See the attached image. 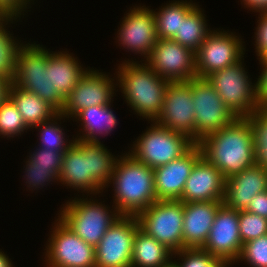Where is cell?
<instances>
[{
  "label": "cell",
  "mask_w": 267,
  "mask_h": 267,
  "mask_svg": "<svg viewBox=\"0 0 267 267\" xmlns=\"http://www.w3.org/2000/svg\"><path fill=\"white\" fill-rule=\"evenodd\" d=\"M114 156L100 141L75 138L64 154L58 182L96 198L110 186L118 159Z\"/></svg>",
  "instance_id": "cell-1"
},
{
  "label": "cell",
  "mask_w": 267,
  "mask_h": 267,
  "mask_svg": "<svg viewBox=\"0 0 267 267\" xmlns=\"http://www.w3.org/2000/svg\"><path fill=\"white\" fill-rule=\"evenodd\" d=\"M197 145L202 156L225 177L236 175L255 165L252 128L245 117L202 138Z\"/></svg>",
  "instance_id": "cell-2"
},
{
  "label": "cell",
  "mask_w": 267,
  "mask_h": 267,
  "mask_svg": "<svg viewBox=\"0 0 267 267\" xmlns=\"http://www.w3.org/2000/svg\"><path fill=\"white\" fill-rule=\"evenodd\" d=\"M127 59L118 66L115 82L129 108L148 121L161 114L165 91L170 81L160 77L146 62ZM143 62V63H142Z\"/></svg>",
  "instance_id": "cell-3"
},
{
  "label": "cell",
  "mask_w": 267,
  "mask_h": 267,
  "mask_svg": "<svg viewBox=\"0 0 267 267\" xmlns=\"http://www.w3.org/2000/svg\"><path fill=\"white\" fill-rule=\"evenodd\" d=\"M109 184L114 188L112 208L120 215L137 216L157 200L154 170L136 160L131 154L117 156ZM112 182V183H111Z\"/></svg>",
  "instance_id": "cell-4"
},
{
  "label": "cell",
  "mask_w": 267,
  "mask_h": 267,
  "mask_svg": "<svg viewBox=\"0 0 267 267\" xmlns=\"http://www.w3.org/2000/svg\"><path fill=\"white\" fill-rule=\"evenodd\" d=\"M36 43L22 44L18 50L12 84L38 95L57 112L65 105V98L52 90L51 51Z\"/></svg>",
  "instance_id": "cell-5"
},
{
  "label": "cell",
  "mask_w": 267,
  "mask_h": 267,
  "mask_svg": "<svg viewBox=\"0 0 267 267\" xmlns=\"http://www.w3.org/2000/svg\"><path fill=\"white\" fill-rule=\"evenodd\" d=\"M113 209L109 210L107 205L92 197H76L62 206L58 218L83 241L96 247L108 228L121 216Z\"/></svg>",
  "instance_id": "cell-6"
},
{
  "label": "cell",
  "mask_w": 267,
  "mask_h": 267,
  "mask_svg": "<svg viewBox=\"0 0 267 267\" xmlns=\"http://www.w3.org/2000/svg\"><path fill=\"white\" fill-rule=\"evenodd\" d=\"M128 151L136 160L152 169L182 156L194 143L185 135L151 121ZM131 151V152H130Z\"/></svg>",
  "instance_id": "cell-7"
},
{
  "label": "cell",
  "mask_w": 267,
  "mask_h": 267,
  "mask_svg": "<svg viewBox=\"0 0 267 267\" xmlns=\"http://www.w3.org/2000/svg\"><path fill=\"white\" fill-rule=\"evenodd\" d=\"M184 205L180 200H158L136 218L139 228L173 253L183 249Z\"/></svg>",
  "instance_id": "cell-8"
},
{
  "label": "cell",
  "mask_w": 267,
  "mask_h": 267,
  "mask_svg": "<svg viewBox=\"0 0 267 267\" xmlns=\"http://www.w3.org/2000/svg\"><path fill=\"white\" fill-rule=\"evenodd\" d=\"M243 60L244 58L206 78L236 117H247L260 109L256 102L255 83L250 81Z\"/></svg>",
  "instance_id": "cell-9"
},
{
  "label": "cell",
  "mask_w": 267,
  "mask_h": 267,
  "mask_svg": "<svg viewBox=\"0 0 267 267\" xmlns=\"http://www.w3.org/2000/svg\"><path fill=\"white\" fill-rule=\"evenodd\" d=\"M48 238L45 265L47 267H96L95 247L87 244L59 218Z\"/></svg>",
  "instance_id": "cell-10"
},
{
  "label": "cell",
  "mask_w": 267,
  "mask_h": 267,
  "mask_svg": "<svg viewBox=\"0 0 267 267\" xmlns=\"http://www.w3.org/2000/svg\"><path fill=\"white\" fill-rule=\"evenodd\" d=\"M192 100L195 111V144L207 135L230 125L237 118L207 79H192Z\"/></svg>",
  "instance_id": "cell-11"
},
{
  "label": "cell",
  "mask_w": 267,
  "mask_h": 267,
  "mask_svg": "<svg viewBox=\"0 0 267 267\" xmlns=\"http://www.w3.org/2000/svg\"><path fill=\"white\" fill-rule=\"evenodd\" d=\"M232 32L212 30L195 53L197 78L209 75L239 62L245 54L243 39Z\"/></svg>",
  "instance_id": "cell-12"
},
{
  "label": "cell",
  "mask_w": 267,
  "mask_h": 267,
  "mask_svg": "<svg viewBox=\"0 0 267 267\" xmlns=\"http://www.w3.org/2000/svg\"><path fill=\"white\" fill-rule=\"evenodd\" d=\"M136 216L121 215L95 247L96 267H131Z\"/></svg>",
  "instance_id": "cell-13"
},
{
  "label": "cell",
  "mask_w": 267,
  "mask_h": 267,
  "mask_svg": "<svg viewBox=\"0 0 267 267\" xmlns=\"http://www.w3.org/2000/svg\"><path fill=\"white\" fill-rule=\"evenodd\" d=\"M193 106L192 79L170 82L165 91L161 114L155 122L185 135L195 144V111Z\"/></svg>",
  "instance_id": "cell-14"
},
{
  "label": "cell",
  "mask_w": 267,
  "mask_h": 267,
  "mask_svg": "<svg viewBox=\"0 0 267 267\" xmlns=\"http://www.w3.org/2000/svg\"><path fill=\"white\" fill-rule=\"evenodd\" d=\"M144 62L170 82L197 78L195 53L173 39H158Z\"/></svg>",
  "instance_id": "cell-15"
},
{
  "label": "cell",
  "mask_w": 267,
  "mask_h": 267,
  "mask_svg": "<svg viewBox=\"0 0 267 267\" xmlns=\"http://www.w3.org/2000/svg\"><path fill=\"white\" fill-rule=\"evenodd\" d=\"M110 77L106 72L89 68L65 98L61 113L69 120L84 108L112 104L117 84Z\"/></svg>",
  "instance_id": "cell-16"
},
{
  "label": "cell",
  "mask_w": 267,
  "mask_h": 267,
  "mask_svg": "<svg viewBox=\"0 0 267 267\" xmlns=\"http://www.w3.org/2000/svg\"><path fill=\"white\" fill-rule=\"evenodd\" d=\"M117 32V41L123 49L147 59L158 40L154 11L149 7L133 6L125 14Z\"/></svg>",
  "instance_id": "cell-17"
},
{
  "label": "cell",
  "mask_w": 267,
  "mask_h": 267,
  "mask_svg": "<svg viewBox=\"0 0 267 267\" xmlns=\"http://www.w3.org/2000/svg\"><path fill=\"white\" fill-rule=\"evenodd\" d=\"M202 248L215 258L226 260L232 265L238 262L243 248L239 231V211L222 204Z\"/></svg>",
  "instance_id": "cell-18"
},
{
  "label": "cell",
  "mask_w": 267,
  "mask_h": 267,
  "mask_svg": "<svg viewBox=\"0 0 267 267\" xmlns=\"http://www.w3.org/2000/svg\"><path fill=\"white\" fill-rule=\"evenodd\" d=\"M201 156L200 147L193 144L179 158L166 165L154 168L157 200H179L192 168Z\"/></svg>",
  "instance_id": "cell-19"
},
{
  "label": "cell",
  "mask_w": 267,
  "mask_h": 267,
  "mask_svg": "<svg viewBox=\"0 0 267 267\" xmlns=\"http://www.w3.org/2000/svg\"><path fill=\"white\" fill-rule=\"evenodd\" d=\"M225 184L222 173L201 156L193 166L179 200L183 203L223 201Z\"/></svg>",
  "instance_id": "cell-20"
},
{
  "label": "cell",
  "mask_w": 267,
  "mask_h": 267,
  "mask_svg": "<svg viewBox=\"0 0 267 267\" xmlns=\"http://www.w3.org/2000/svg\"><path fill=\"white\" fill-rule=\"evenodd\" d=\"M267 190V170L254 165L226 179L223 204L237 211L246 210L252 198Z\"/></svg>",
  "instance_id": "cell-21"
},
{
  "label": "cell",
  "mask_w": 267,
  "mask_h": 267,
  "mask_svg": "<svg viewBox=\"0 0 267 267\" xmlns=\"http://www.w3.org/2000/svg\"><path fill=\"white\" fill-rule=\"evenodd\" d=\"M223 201L183 203V248H202Z\"/></svg>",
  "instance_id": "cell-22"
},
{
  "label": "cell",
  "mask_w": 267,
  "mask_h": 267,
  "mask_svg": "<svg viewBox=\"0 0 267 267\" xmlns=\"http://www.w3.org/2000/svg\"><path fill=\"white\" fill-rule=\"evenodd\" d=\"M73 119H77L76 121H80V123L82 122L81 126L83 128L82 131H80V133L82 132L83 134L80 136L78 134L75 138L95 141H99L100 137L111 133L114 128L116 129L119 123L116 119V115L112 111L111 104L84 108L79 111L72 120Z\"/></svg>",
  "instance_id": "cell-23"
},
{
  "label": "cell",
  "mask_w": 267,
  "mask_h": 267,
  "mask_svg": "<svg viewBox=\"0 0 267 267\" xmlns=\"http://www.w3.org/2000/svg\"><path fill=\"white\" fill-rule=\"evenodd\" d=\"M78 58L67 51H51L52 90L66 98L88 70L78 63ZM83 67V68H82Z\"/></svg>",
  "instance_id": "cell-24"
},
{
  "label": "cell",
  "mask_w": 267,
  "mask_h": 267,
  "mask_svg": "<svg viewBox=\"0 0 267 267\" xmlns=\"http://www.w3.org/2000/svg\"><path fill=\"white\" fill-rule=\"evenodd\" d=\"M173 257V252L140 228L133 240L131 267H161Z\"/></svg>",
  "instance_id": "cell-25"
},
{
  "label": "cell",
  "mask_w": 267,
  "mask_h": 267,
  "mask_svg": "<svg viewBox=\"0 0 267 267\" xmlns=\"http://www.w3.org/2000/svg\"><path fill=\"white\" fill-rule=\"evenodd\" d=\"M9 98L21 113L25 124L32 129L34 126L48 121L58 112L38 95L24 91L11 84Z\"/></svg>",
  "instance_id": "cell-26"
},
{
  "label": "cell",
  "mask_w": 267,
  "mask_h": 267,
  "mask_svg": "<svg viewBox=\"0 0 267 267\" xmlns=\"http://www.w3.org/2000/svg\"><path fill=\"white\" fill-rule=\"evenodd\" d=\"M198 4L181 0L166 3L154 11L158 39H172L179 31L181 19H184Z\"/></svg>",
  "instance_id": "cell-27"
},
{
  "label": "cell",
  "mask_w": 267,
  "mask_h": 267,
  "mask_svg": "<svg viewBox=\"0 0 267 267\" xmlns=\"http://www.w3.org/2000/svg\"><path fill=\"white\" fill-rule=\"evenodd\" d=\"M197 5L184 19H181L179 31L172 38L182 46L196 53L205 38L212 31L207 26L203 9Z\"/></svg>",
  "instance_id": "cell-28"
},
{
  "label": "cell",
  "mask_w": 267,
  "mask_h": 267,
  "mask_svg": "<svg viewBox=\"0 0 267 267\" xmlns=\"http://www.w3.org/2000/svg\"><path fill=\"white\" fill-rule=\"evenodd\" d=\"M18 17L0 16V76L13 81L16 69V59L20 43L6 28L9 23L13 24Z\"/></svg>",
  "instance_id": "cell-29"
},
{
  "label": "cell",
  "mask_w": 267,
  "mask_h": 267,
  "mask_svg": "<svg viewBox=\"0 0 267 267\" xmlns=\"http://www.w3.org/2000/svg\"><path fill=\"white\" fill-rule=\"evenodd\" d=\"M66 119L61 112L55 114L48 121H44L39 125L34 126L33 128L38 129L39 131V140L38 148H43L46 150H52V152H66L69 147L74 143L75 138L73 136L72 140L65 139V132L63 128L58 124L60 120ZM59 122H58V121Z\"/></svg>",
  "instance_id": "cell-30"
},
{
  "label": "cell",
  "mask_w": 267,
  "mask_h": 267,
  "mask_svg": "<svg viewBox=\"0 0 267 267\" xmlns=\"http://www.w3.org/2000/svg\"><path fill=\"white\" fill-rule=\"evenodd\" d=\"M245 118L252 128L255 165L267 170V109H257Z\"/></svg>",
  "instance_id": "cell-31"
},
{
  "label": "cell",
  "mask_w": 267,
  "mask_h": 267,
  "mask_svg": "<svg viewBox=\"0 0 267 267\" xmlns=\"http://www.w3.org/2000/svg\"><path fill=\"white\" fill-rule=\"evenodd\" d=\"M28 129L30 128L25 124L21 113L8 97L0 105V136L10 139V137L21 136Z\"/></svg>",
  "instance_id": "cell-32"
},
{
  "label": "cell",
  "mask_w": 267,
  "mask_h": 267,
  "mask_svg": "<svg viewBox=\"0 0 267 267\" xmlns=\"http://www.w3.org/2000/svg\"><path fill=\"white\" fill-rule=\"evenodd\" d=\"M239 231L242 244L267 235V218L246 210L239 211Z\"/></svg>",
  "instance_id": "cell-33"
},
{
  "label": "cell",
  "mask_w": 267,
  "mask_h": 267,
  "mask_svg": "<svg viewBox=\"0 0 267 267\" xmlns=\"http://www.w3.org/2000/svg\"><path fill=\"white\" fill-rule=\"evenodd\" d=\"M240 260L251 267H267V235L244 243L238 261L241 262Z\"/></svg>",
  "instance_id": "cell-34"
},
{
  "label": "cell",
  "mask_w": 267,
  "mask_h": 267,
  "mask_svg": "<svg viewBox=\"0 0 267 267\" xmlns=\"http://www.w3.org/2000/svg\"><path fill=\"white\" fill-rule=\"evenodd\" d=\"M64 154L65 152H52V150L36 148L30 153L27 160L33 167L49 168V172H53L59 177Z\"/></svg>",
  "instance_id": "cell-35"
},
{
  "label": "cell",
  "mask_w": 267,
  "mask_h": 267,
  "mask_svg": "<svg viewBox=\"0 0 267 267\" xmlns=\"http://www.w3.org/2000/svg\"><path fill=\"white\" fill-rule=\"evenodd\" d=\"M173 255V258H179V267H206L215 258L203 248H183Z\"/></svg>",
  "instance_id": "cell-36"
},
{
  "label": "cell",
  "mask_w": 267,
  "mask_h": 267,
  "mask_svg": "<svg viewBox=\"0 0 267 267\" xmlns=\"http://www.w3.org/2000/svg\"><path fill=\"white\" fill-rule=\"evenodd\" d=\"M26 168L25 176H22L26 179V184L29 189L28 190H39L40 187L43 188L46 184L50 182H56L59 181V177L53 173L49 172V168H42V167H33V165L26 160L25 162Z\"/></svg>",
  "instance_id": "cell-37"
},
{
  "label": "cell",
  "mask_w": 267,
  "mask_h": 267,
  "mask_svg": "<svg viewBox=\"0 0 267 267\" xmlns=\"http://www.w3.org/2000/svg\"><path fill=\"white\" fill-rule=\"evenodd\" d=\"M259 20L255 33V52L257 59H261L267 56V15L265 13H259Z\"/></svg>",
  "instance_id": "cell-38"
},
{
  "label": "cell",
  "mask_w": 267,
  "mask_h": 267,
  "mask_svg": "<svg viewBox=\"0 0 267 267\" xmlns=\"http://www.w3.org/2000/svg\"><path fill=\"white\" fill-rule=\"evenodd\" d=\"M261 64V74L258 76L257 82H255V96L256 102L260 109L267 108V58L259 59Z\"/></svg>",
  "instance_id": "cell-39"
},
{
  "label": "cell",
  "mask_w": 267,
  "mask_h": 267,
  "mask_svg": "<svg viewBox=\"0 0 267 267\" xmlns=\"http://www.w3.org/2000/svg\"><path fill=\"white\" fill-rule=\"evenodd\" d=\"M31 1L32 0H0V16H14L20 19L21 15H25L24 11H27V6L31 4Z\"/></svg>",
  "instance_id": "cell-40"
},
{
  "label": "cell",
  "mask_w": 267,
  "mask_h": 267,
  "mask_svg": "<svg viewBox=\"0 0 267 267\" xmlns=\"http://www.w3.org/2000/svg\"><path fill=\"white\" fill-rule=\"evenodd\" d=\"M246 211L267 218V190L255 195Z\"/></svg>",
  "instance_id": "cell-41"
},
{
  "label": "cell",
  "mask_w": 267,
  "mask_h": 267,
  "mask_svg": "<svg viewBox=\"0 0 267 267\" xmlns=\"http://www.w3.org/2000/svg\"><path fill=\"white\" fill-rule=\"evenodd\" d=\"M245 8L253 12L265 13L267 11V0H241Z\"/></svg>",
  "instance_id": "cell-42"
},
{
  "label": "cell",
  "mask_w": 267,
  "mask_h": 267,
  "mask_svg": "<svg viewBox=\"0 0 267 267\" xmlns=\"http://www.w3.org/2000/svg\"><path fill=\"white\" fill-rule=\"evenodd\" d=\"M12 82L0 76V105L9 97Z\"/></svg>",
  "instance_id": "cell-43"
},
{
  "label": "cell",
  "mask_w": 267,
  "mask_h": 267,
  "mask_svg": "<svg viewBox=\"0 0 267 267\" xmlns=\"http://www.w3.org/2000/svg\"><path fill=\"white\" fill-rule=\"evenodd\" d=\"M232 264L226 260L214 258L206 267H229Z\"/></svg>",
  "instance_id": "cell-44"
},
{
  "label": "cell",
  "mask_w": 267,
  "mask_h": 267,
  "mask_svg": "<svg viewBox=\"0 0 267 267\" xmlns=\"http://www.w3.org/2000/svg\"><path fill=\"white\" fill-rule=\"evenodd\" d=\"M11 259L0 250V267H13Z\"/></svg>",
  "instance_id": "cell-45"
},
{
  "label": "cell",
  "mask_w": 267,
  "mask_h": 267,
  "mask_svg": "<svg viewBox=\"0 0 267 267\" xmlns=\"http://www.w3.org/2000/svg\"><path fill=\"white\" fill-rule=\"evenodd\" d=\"M173 259H171L167 264H164L161 267H179V265L177 264V261H172Z\"/></svg>",
  "instance_id": "cell-46"
}]
</instances>
